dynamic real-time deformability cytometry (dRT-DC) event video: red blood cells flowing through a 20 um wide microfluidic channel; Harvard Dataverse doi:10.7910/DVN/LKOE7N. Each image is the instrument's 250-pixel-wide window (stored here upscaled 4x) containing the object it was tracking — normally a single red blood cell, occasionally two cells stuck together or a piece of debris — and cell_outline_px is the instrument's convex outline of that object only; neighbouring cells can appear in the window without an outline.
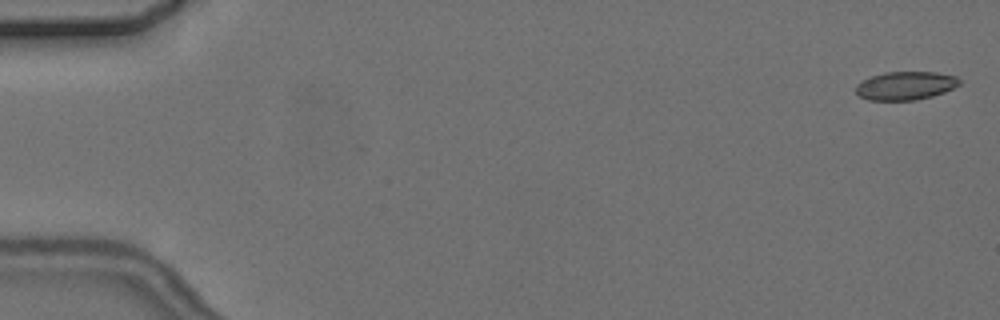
{"species": "common noctule bat (a hibernating species)", "species_latin": "Nyctalus noctula", "temperature_condition": "cold", "stored_images_in_passage": 5, "camera_frame_rate_fps": 3000, "um_per_image_px": 0.085, "animal": {"sex": "female", "body_mass_g": 24.6, "forearm_length_mm": 56.2}, "frame": {"image": 1, "passage_image": 1, "time_ms": 0.0, "image_size_px": [1000, 320], "cell_outline_px": [[960, 84], [944, 92], [932, 96], [916, 100], [868, 100], [860, 96], [856, 92], [856, 84], [872, 76], [884, 72], [936, 72], [956, 76], [960, 80]], "centroid_in_image_um": [76.97, 7.28], "position_along_channel_um": 8.0, "area_um2": 17.05}}
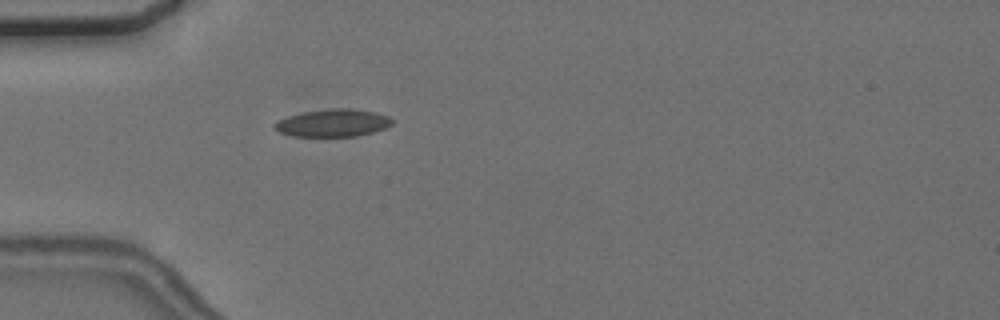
{"frame": {"image": 2, "passage_image": 5, "time_ms": 5.333, "image_size_px": [1000, 320], "cell_outline_px": [[392, 124], [384, 128], [372, 132], [356, 136], [292, 136], [280, 132], [272, 128], [272, 124], [276, 120], [288, 116], [304, 112], [332, 108], [348, 108], [376, 112], [388, 116], [392, 120]], "centroid_in_image_um": [28.25, 10.45], "position_along_channel_um": 56.8, "area_um2": 18.84}}